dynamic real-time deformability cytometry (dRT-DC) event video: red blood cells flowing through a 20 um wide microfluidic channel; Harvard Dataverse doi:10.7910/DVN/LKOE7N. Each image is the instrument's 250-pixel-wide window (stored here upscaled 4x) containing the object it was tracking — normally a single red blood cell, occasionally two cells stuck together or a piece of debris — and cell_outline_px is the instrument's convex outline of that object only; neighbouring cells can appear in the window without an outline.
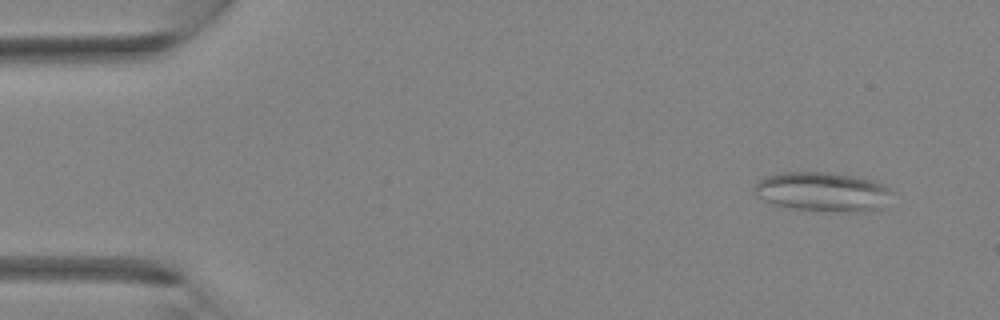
{"species": "Egyptian fruit bat (a non-hibernating species)", "species_latin": "Rousettus aegyptiacus", "temperature_condition": "room temperature", "stored_images_in_passage": 3, "camera_frame_rate_fps": 3000, "um_per_image_px": 0.085, "animal": {"sex": "female"}, "frame": {"image": 1, "passage_image": 1, "time_ms": 0.0, "image_size_px": [1000, 320], "cell_outline_px": [[892, 192], [880, 208], [876, 212], [848, 212], [792, 208], [776, 204], [764, 200], [756, 196], [752, 188], [764, 176], [780, 172], [828, 172], [852, 176], [872, 180], [884, 184]], "centroid_in_image_um": [69.91, 16.3], "position_along_channel_um": 15.1, "area_um2": 31.5}}